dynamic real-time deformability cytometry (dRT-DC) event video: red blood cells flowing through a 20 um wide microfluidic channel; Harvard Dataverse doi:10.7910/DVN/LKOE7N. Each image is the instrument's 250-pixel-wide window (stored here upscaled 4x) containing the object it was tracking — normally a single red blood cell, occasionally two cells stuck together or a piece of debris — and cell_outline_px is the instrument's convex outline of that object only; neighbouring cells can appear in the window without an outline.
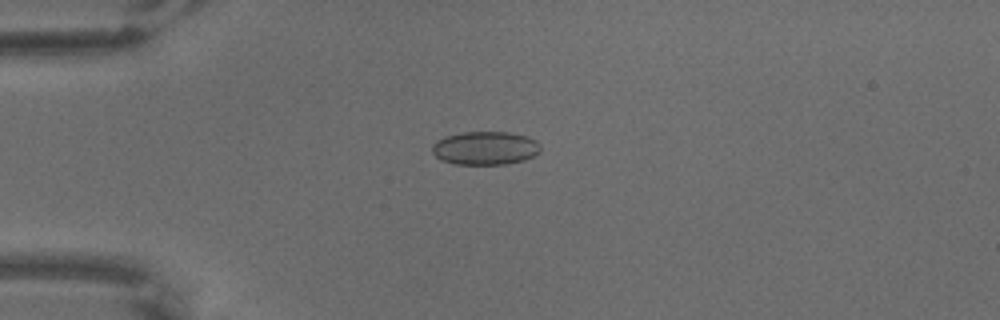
{"species": "common noctule bat (a hibernating species)", "species_latin": "Nyctalus noctula", "temperature_condition": "warm", "stored_images_in_passage": 66, "camera_frame_rate_fps": 3000, "um_per_image_px": 0.085, "animal": {"sex": "male", "body_mass_g": 18.8}, "frame": {"image": 1, "passage_image": 18, "time_ms": 5.667, "image_size_px": [1000, 320], "cell_outline_px": [[540, 152], [524, 160], [504, 164], [452, 164], [440, 160], [432, 152], [432, 144], [436, 140], [444, 136], [460, 132], [508, 132], [528, 136], [536, 140], [540, 144]], "centroid_in_image_um": [41.21, 12.58], "position_along_channel_um": 43.8, "area_um2": 21.33}}
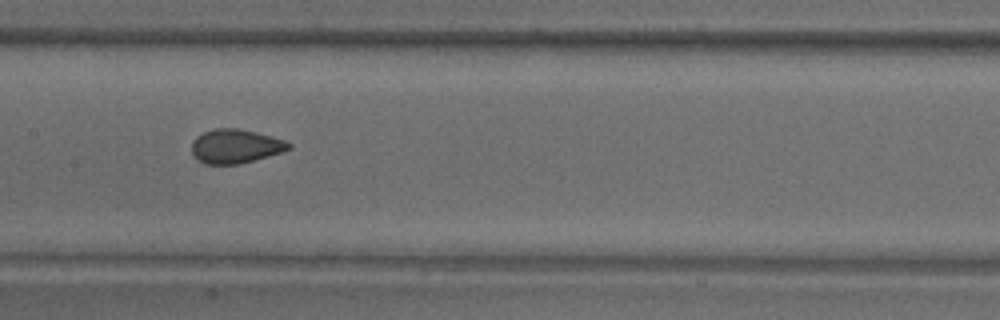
{"frame": {"image": 2, "passage_image": 34, "time_ms": 11.0, "image_size_px": [1000, 320], "cell_outline_px": [[292, 148], [268, 156], [236, 164], [204, 164], [192, 152], [192, 140], [196, 136], [212, 128], [236, 128], [256, 132], [284, 140], [292, 144]], "centroid_in_image_um": [20.0, 12.41], "position_along_channel_um": 187.4, "area_um2": 19.02}}
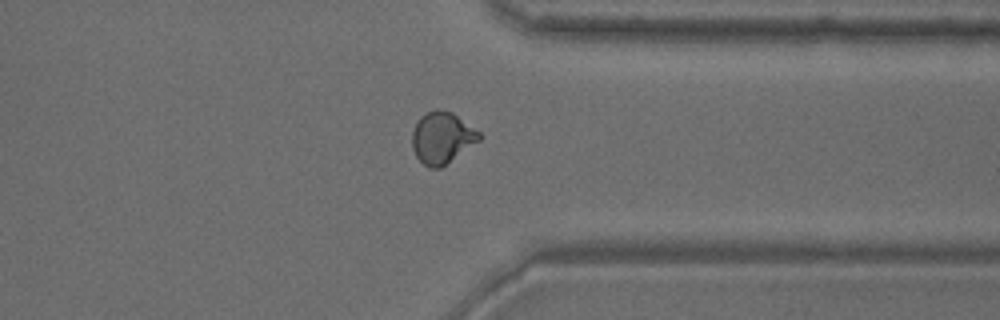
{"frame": {"image": 3, "passage_image": 52, "time_ms": 17.0, "image_size_px": [1000, 320], "cell_outline_px": [[484, 136], [480, 140], [440, 168], [428, 168], [416, 156], [412, 148], [412, 132], [420, 116], [436, 108], [452, 112], [480, 132]], "centroid_in_image_um": [37.57, 11.7], "position_along_channel_um": 373.8, "area_um2": 20.11}}